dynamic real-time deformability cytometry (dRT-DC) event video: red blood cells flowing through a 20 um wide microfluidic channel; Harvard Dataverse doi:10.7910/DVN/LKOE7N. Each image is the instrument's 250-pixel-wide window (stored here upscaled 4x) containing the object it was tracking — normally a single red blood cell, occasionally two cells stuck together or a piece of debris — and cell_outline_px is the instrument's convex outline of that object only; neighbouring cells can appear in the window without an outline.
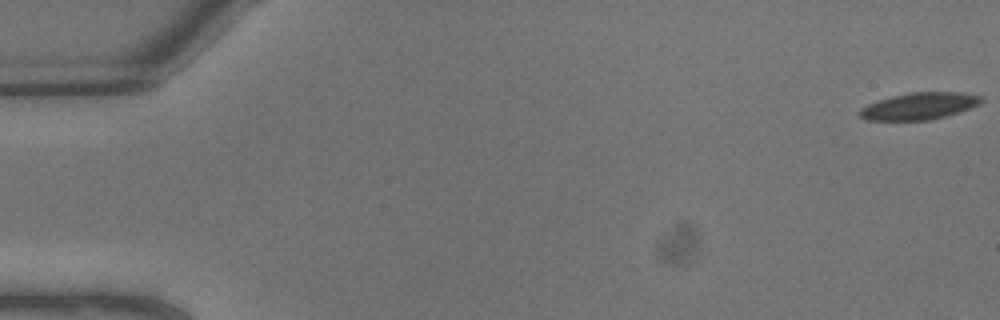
{"species": "common noctule bat (a hibernating species)", "species_latin": "Nyctalus noctula", "temperature_condition": "warm", "stored_images_in_passage": 10, "camera_frame_rate_fps": 3000, "um_per_image_px": 0.085, "animal": {"sex": "male", "body_mass_g": 13.3}, "frame": {"image": 1, "passage_image": 1, "time_ms": 0.0, "image_size_px": [1000, 320], "cell_outline_px": [[984, 100], [980, 104], [960, 112], [928, 120], [868, 120], [856, 116], [856, 112], [860, 108], [868, 104], [892, 96], [912, 92], [960, 92], [980, 96]], "centroid_in_image_um": [78.1, 9.02], "position_along_channel_um": 6.9, "area_um2": 19.07}}
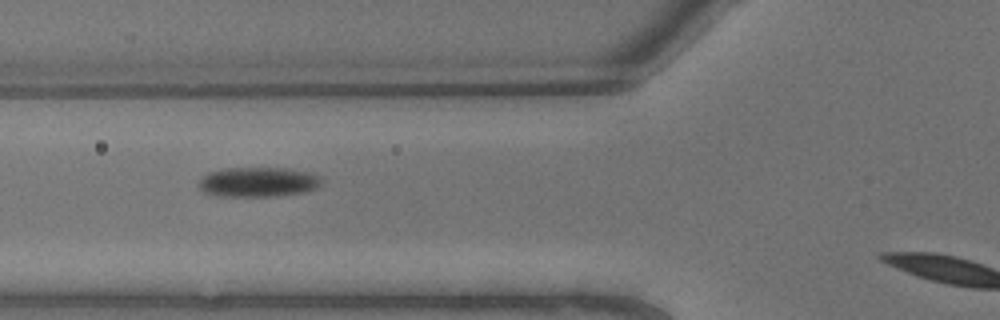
{"frame": {"image": 2, "passage_image": 9, "time_ms": 2.667, "image_size_px": [1000, 320], "cell_outline_px": [[324, 180], [316, 188], [304, 192], [276, 196], [216, 196], [204, 192], [200, 188], [200, 180], [208, 172], [228, 168], [288, 168], [308, 172], [320, 176]], "centroid_in_image_um": [21.97, 15.47], "position_along_channel_um": 103.8, "area_um2": 21.27}}
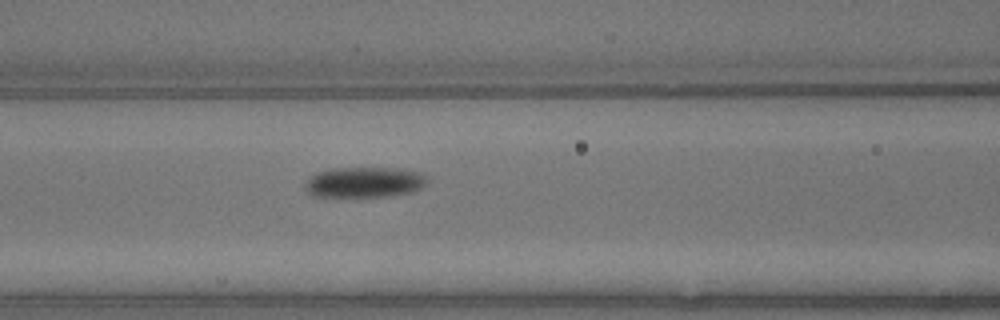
{"frame": {"image": 3, "passage_image": 10, "time_ms": 3.0, "image_size_px": [1000, 320], "cell_outline_px": [[428, 180], [420, 188], [412, 192], [384, 196], [352, 200], [312, 196], [304, 188], [304, 184], [316, 172], [332, 168], [404, 168], [424, 172], [428, 176]], "centroid_in_image_um": [30.95, 15.52], "position_along_channel_um": 135.6, "area_um2": 22.89}}